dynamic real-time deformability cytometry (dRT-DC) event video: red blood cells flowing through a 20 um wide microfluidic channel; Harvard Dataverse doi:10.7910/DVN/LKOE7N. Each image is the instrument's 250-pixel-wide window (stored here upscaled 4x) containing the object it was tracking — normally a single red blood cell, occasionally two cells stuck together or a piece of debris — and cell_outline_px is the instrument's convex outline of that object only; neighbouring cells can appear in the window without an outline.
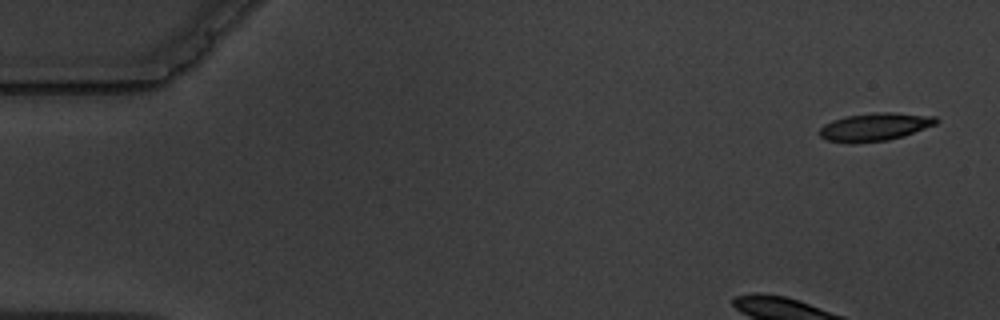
{"species": "common noctule bat (a hibernating species)", "species_latin": "Nyctalus noctula", "temperature_condition": "warm", "stored_images_in_passage": 5, "camera_frame_rate_fps": 3000, "um_per_image_px": 0.085, "animal": {"sex": "male", "body_mass_g": 19.5, "forearm_length_mm": 54.6}, "frame": {"image": 1, "passage_image": 1, "time_ms": 0.0, "image_size_px": [1000, 320], "cell_outline_px": [[940, 120], [936, 124], [904, 136], [888, 140], [852, 144], [848, 144], [828, 140], [820, 136], [820, 128], [824, 124], [832, 120], [844, 116], [872, 112], [892, 112], [936, 116]], "centroid_in_image_um": [74.36, 10.78], "position_along_channel_um": 10.6, "area_um2": 19.31}}
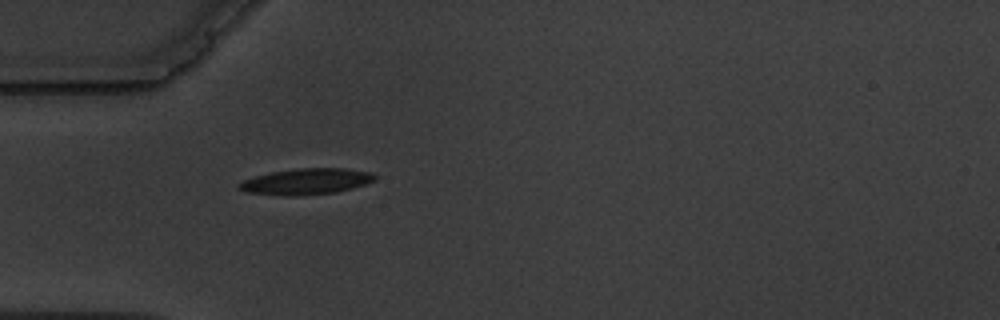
{"frame": {"image": 2, "passage_image": 5, "time_ms": 5.0, "image_size_px": [1000, 320], "cell_outline_px": [[376, 180], [352, 188], [336, 192], [300, 196], [284, 196], [244, 192], [236, 188], [236, 184], [244, 180], [256, 176], [272, 172], [296, 168], [344, 168], [372, 172], [376, 176]], "centroid_in_image_um": [26.0, 15.43], "position_along_channel_um": 59.0, "area_um2": 20.81}}